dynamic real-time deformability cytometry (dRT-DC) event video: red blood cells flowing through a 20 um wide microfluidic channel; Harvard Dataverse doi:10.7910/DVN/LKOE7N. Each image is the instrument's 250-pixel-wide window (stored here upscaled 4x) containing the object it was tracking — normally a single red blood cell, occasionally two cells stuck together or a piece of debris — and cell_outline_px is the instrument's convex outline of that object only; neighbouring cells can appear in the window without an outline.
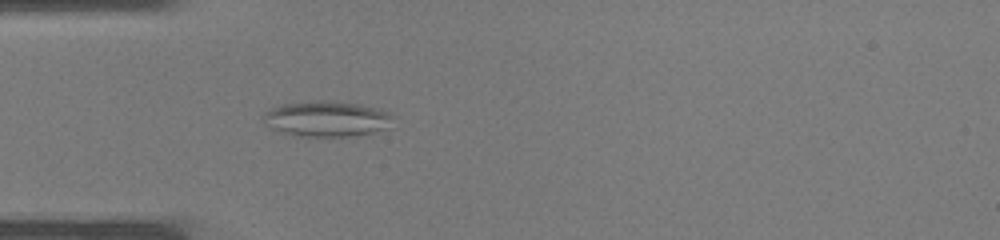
{"species": "common noctule bat (a hibernating species)", "species_latin": "Nyctalus noctula", "temperature_condition": "warm", "stored_images_in_passage": 31, "camera_frame_rate_fps": 3000, "um_per_image_px": 0.085, "animal": {"sex": "male", "body_mass_g": 19.0, "forearm_length_mm": 50.8}, "frame": {"image": 1, "passage_image": 7, "time_ms": 2.0, "image_size_px": [1000, 240], "cell_outline_px": [[392, 116], [388, 128], [372, 132], [348, 136], [300, 136], [284, 132], [272, 128], [264, 124], [264, 112], [272, 108], [284, 104], [316, 100], [324, 100], [360, 104], [376, 108], [388, 112]], "centroid_in_image_um": [27.76, 10.09], "position_along_channel_um": 57.2, "area_um2": 26.47}}
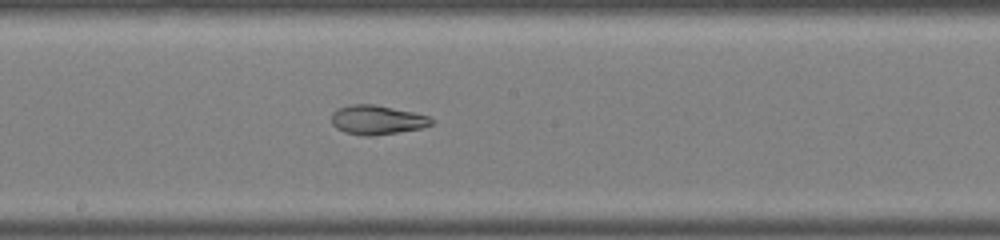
{"frame": {"image": 2, "passage_image": 16, "time_ms": 5.0, "image_size_px": [1000, 240], "cell_outline_px": [[436, 120], [432, 124], [420, 128], [372, 136], [364, 136], [344, 132], [336, 128], [332, 124], [332, 112], [336, 108], [352, 104], [376, 104], [412, 112], [428, 116]], "centroid_in_image_um": [32.02, 10.18], "position_along_channel_um": 216.2, "area_um2": 17.05}}
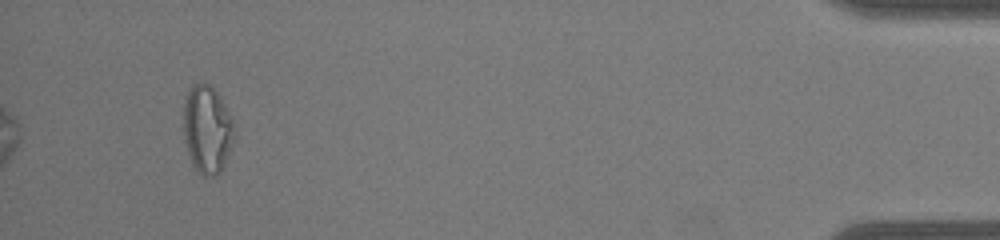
{"frame": {"image": 3, "passage_image": 31, "time_ms": 10.0, "image_size_px": [1000, 240], "cell_outline_px": [[236, 136], [224, 164], [220, 172], [216, 176], [204, 176], [192, 164], [184, 140], [184, 104], [188, 88], [192, 84], [200, 80], [208, 84], [220, 96], [232, 116]], "centroid_in_image_um": [17.63, 10.96], "position_along_channel_um": 417.6, "area_um2": 26.3}}